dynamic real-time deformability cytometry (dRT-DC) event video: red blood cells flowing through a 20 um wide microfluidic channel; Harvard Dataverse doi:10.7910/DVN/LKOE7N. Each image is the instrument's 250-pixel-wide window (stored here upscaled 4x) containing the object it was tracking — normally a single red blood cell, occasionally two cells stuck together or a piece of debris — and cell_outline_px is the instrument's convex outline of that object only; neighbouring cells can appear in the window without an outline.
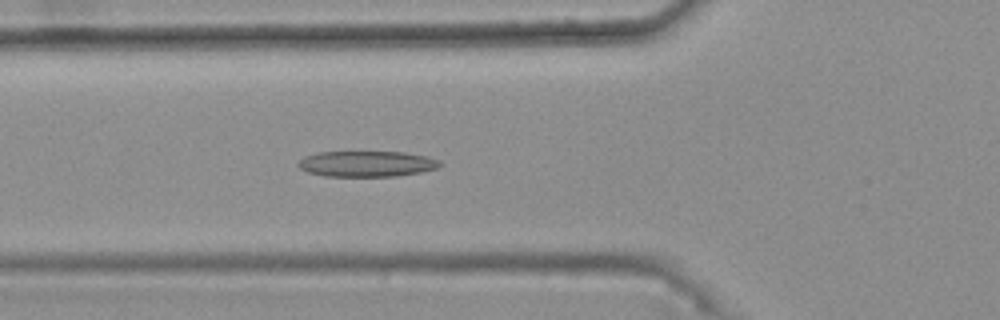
{"species": "common noctule bat (a hibernating species)", "species_latin": "Nyctalus noctula", "temperature_condition": "warm", "stored_images_in_passage": 46, "camera_frame_rate_fps": 3000, "um_per_image_px": 0.085, "animal": {"sex": "female", "body_mass_g": 25.1}, "frame": {"image": 1, "passage_image": 19, "time_ms": 6.0, "image_size_px": [1000, 320], "cell_outline_px": [[444, 164], [436, 168], [420, 172], [396, 176], [324, 176], [308, 172], [300, 168], [296, 164], [304, 156], [320, 152], [404, 152], [428, 156], [440, 160]], "centroid_in_image_um": [31.19, 13.92], "position_along_channel_um": 94.6, "area_um2": 21.33}}
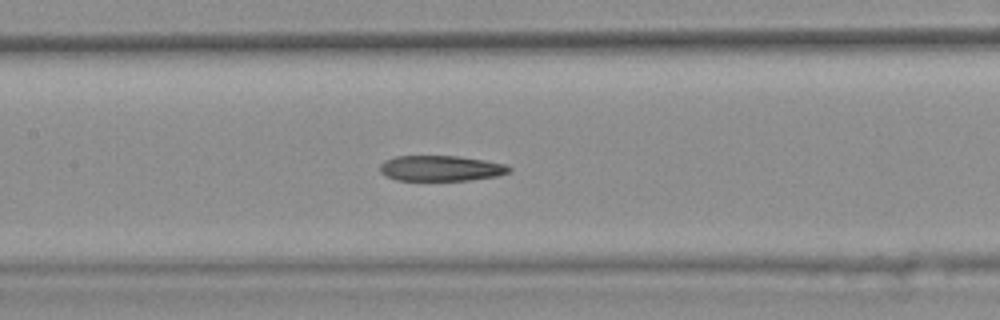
{"frame": {"image": 2, "passage_image": 25, "time_ms": 8.0, "image_size_px": [1000, 320], "cell_outline_px": [[512, 168], [508, 172], [496, 176], [468, 180], [396, 180], [380, 172], [380, 164], [384, 160], [396, 156], [460, 156], [484, 160], [504, 164]], "centroid_in_image_um": [37.45, 14.3], "position_along_channel_um": 170.0, "area_um2": 19.07}}
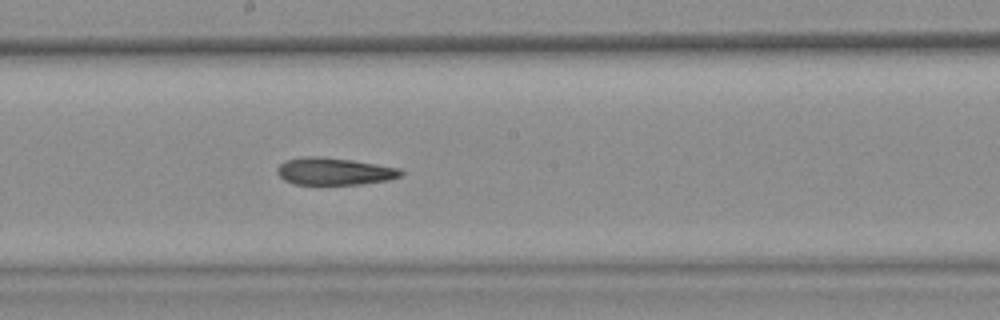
{"frame": {"image": 3, "passage_image": 29, "time_ms": 9.333, "image_size_px": [1000, 320], "cell_outline_px": [[404, 172], [400, 176], [388, 180], [360, 184], [296, 184], [284, 180], [276, 172], [276, 168], [280, 164], [288, 160], [304, 156], [320, 156], [352, 160], [400, 168]], "centroid_in_image_um": [28.41, 14.56], "position_along_channel_um": 219.8, "area_um2": 19.54}, "authors_computed_cell_mechanics": {"area_um2": 20.4612, "velocity_mm_per_s": 3.7548, "shape_relaxation_time_tau1_ms": null, "shape_relaxation_time_tau2_ms": 6.0703, "deformation_change_tau1": null, "deformation_change_tau2": 0.1748}}